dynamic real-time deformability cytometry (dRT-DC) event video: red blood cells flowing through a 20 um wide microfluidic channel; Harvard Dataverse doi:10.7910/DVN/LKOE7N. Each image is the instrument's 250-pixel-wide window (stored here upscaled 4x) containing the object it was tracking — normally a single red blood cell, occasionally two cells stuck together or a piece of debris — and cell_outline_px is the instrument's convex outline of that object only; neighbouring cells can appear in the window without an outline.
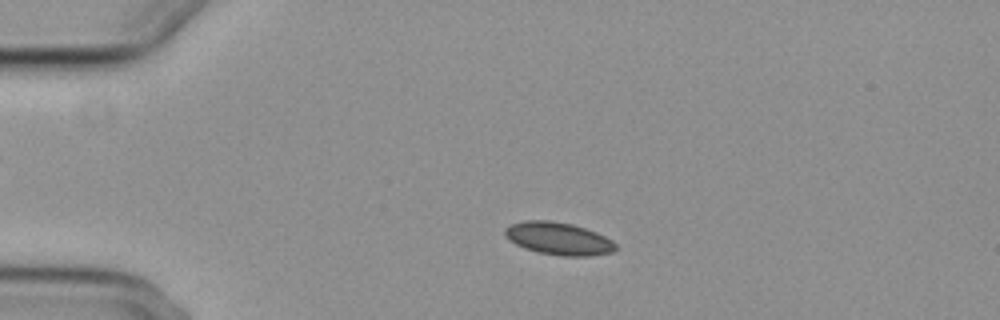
{"species": "common noctule bat (a hibernating species)", "species_latin": "Nyctalus noctula", "temperature_condition": "cold", "stored_images_in_passage": 53, "camera_frame_rate_fps": 3000, "um_per_image_px": 0.085, "animal": {"sex": "female", "body_mass_g": 29.2, "forearm_length_mm": 56.3}, "frame": {"image": 1, "passage_image": 10, "time_ms": 3.0, "image_size_px": [1000, 320], "cell_outline_px": [[616, 248], [612, 252], [588, 256], [560, 256], [536, 252], [524, 248], [508, 240], [504, 232], [504, 228], [512, 224], [524, 220], [548, 220], [572, 224], [596, 232], [612, 240], [616, 244]], "centroid_in_image_um": [47.45, 20.28], "position_along_channel_um": 37.6, "area_um2": 21.04}}
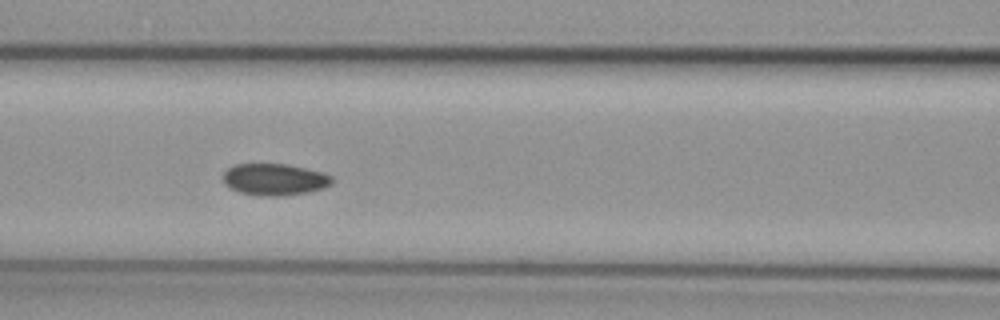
{"frame": {"image": 2, "passage_image": 22, "time_ms": 7.0, "image_size_px": [1000, 320], "cell_outline_px": [[332, 184], [324, 188], [308, 192], [276, 196], [260, 196], [240, 192], [224, 184], [224, 172], [228, 168], [236, 164], [288, 164], [324, 172], [332, 176]], "centroid_in_image_um": [23.37, 15.25], "position_along_channel_um": 143.2, "area_um2": 20.11}}
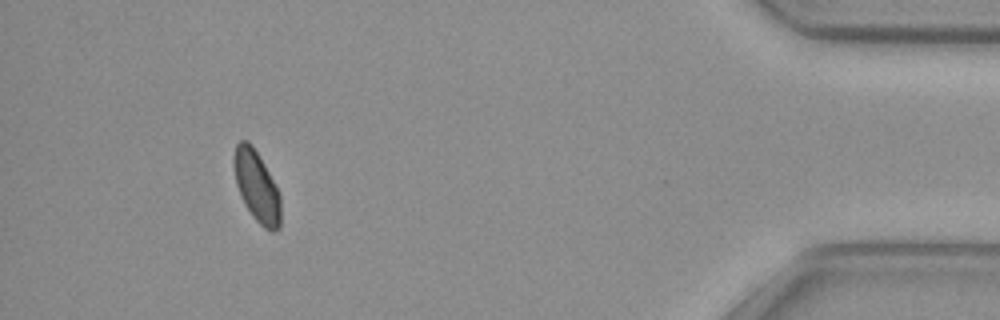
{"frame": {"image": 3, "passage_image": 49, "time_ms": 16.0, "image_size_px": [1000, 320], "cell_outline_px": [[280, 228], [276, 232], [272, 232], [264, 228], [252, 216], [244, 204], [240, 196], [236, 184], [232, 164], [232, 156], [236, 144], [240, 140], [248, 140], [252, 144], [268, 172], [280, 196]], "centroid_in_image_um": [21.78, 15.84], "position_along_channel_um": 413.4, "area_um2": 19.48}, "authors_computed_cell_mechanics": {"area_um2": 20.1722, "velocity_mm_per_s": 3.6892, "shape_relaxation_time_tau1_ms": 6.4005, "shape_relaxation_time_tau2_ms": 4.1593, "deformation_change_tau1": 0.0724, "deformation_change_tau2": 0.0594}}